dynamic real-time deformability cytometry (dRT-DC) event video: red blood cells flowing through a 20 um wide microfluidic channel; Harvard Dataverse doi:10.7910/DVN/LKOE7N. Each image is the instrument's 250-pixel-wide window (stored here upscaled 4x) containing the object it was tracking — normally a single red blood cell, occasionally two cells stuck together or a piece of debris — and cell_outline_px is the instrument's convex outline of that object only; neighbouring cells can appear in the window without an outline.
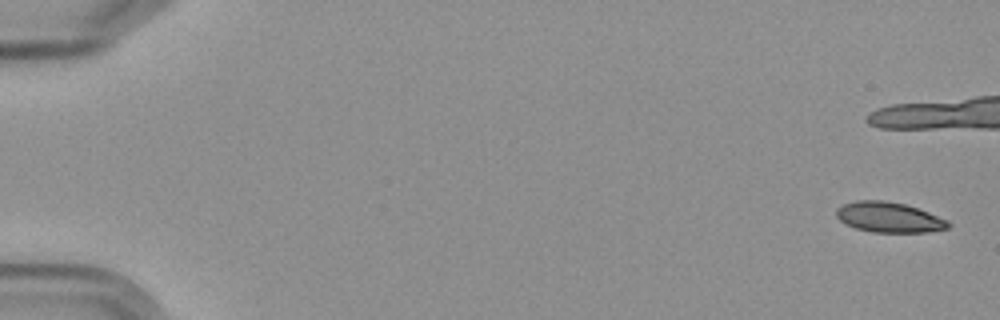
{"species": "Egyptian fruit bat (a non-hibernating species)", "species_latin": "Rousettus aegyptiacus", "temperature_condition": "cold", "stored_images_in_passage": 8, "camera_frame_rate_fps": 3000, "um_per_image_px": 0.085, "frame": {"image": 1, "passage_image": 1, "time_ms": 0.0, "image_size_px": [1000, 320], "cell_outline_px": [[952, 224], [948, 228], [928, 232], [872, 232], [856, 228], [844, 224], [836, 216], [836, 208], [844, 204], [856, 200], [884, 200], [904, 204], [928, 212], [948, 220]], "centroid_in_image_um": [75.55, 18.47], "position_along_channel_um": 9.4, "area_um2": 19.77}}
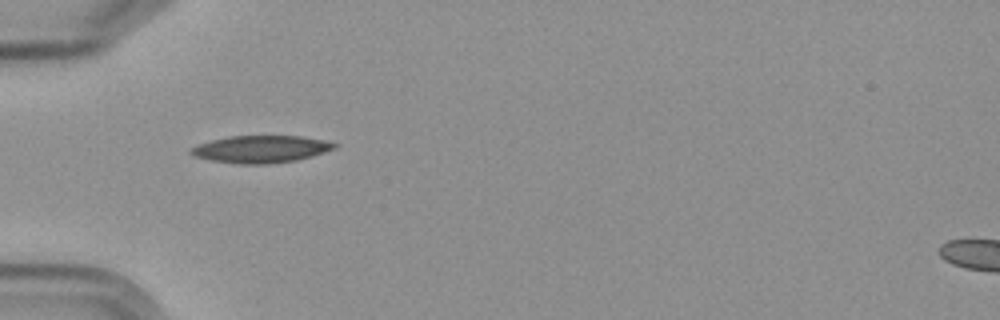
{"frame": {"image": 2, "passage_image": 7, "time_ms": 7.667, "image_size_px": [1000, 320], "cell_outline_px": [[336, 148], [312, 156], [296, 160], [268, 164], [240, 164], [212, 160], [196, 156], [188, 152], [192, 148], [200, 144], [212, 140], [232, 136], [300, 136], [320, 140], [336, 144]], "centroid_in_image_um": [22.17, 12.68], "position_along_channel_um": 62.8, "area_um2": 22.31}}
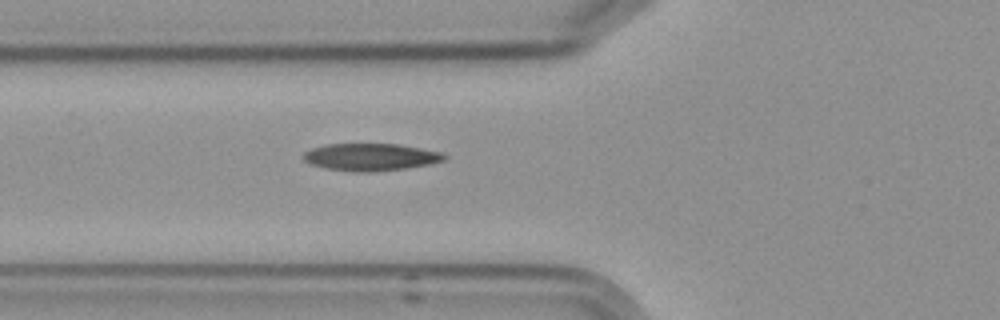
{"frame": {"image": 3, "passage_image": 8, "time_ms": 8.667, "image_size_px": [1000, 320], "cell_outline_px": [[448, 156], [444, 160], [432, 164], [408, 168], [376, 172], [356, 172], [328, 168], [312, 164], [304, 160], [304, 152], [312, 148], [324, 144], [396, 144], [420, 148], [440, 152]], "centroid_in_image_um": [31.54, 13.35], "position_along_channel_um": 94.3, "area_um2": 22.37}}